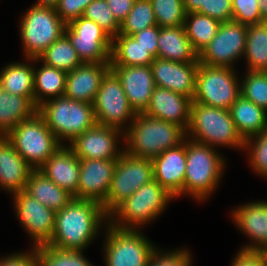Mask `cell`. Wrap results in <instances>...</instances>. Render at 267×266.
<instances>
[{"instance_id":"cell-1","label":"cell","mask_w":267,"mask_h":266,"mask_svg":"<svg viewBox=\"0 0 267 266\" xmlns=\"http://www.w3.org/2000/svg\"><path fill=\"white\" fill-rule=\"evenodd\" d=\"M108 224V214L96 201L73 198L56 212L51 247L84 250ZM103 229V230H102ZM102 230V231H101Z\"/></svg>"},{"instance_id":"cell-2","label":"cell","mask_w":267,"mask_h":266,"mask_svg":"<svg viewBox=\"0 0 267 266\" xmlns=\"http://www.w3.org/2000/svg\"><path fill=\"white\" fill-rule=\"evenodd\" d=\"M227 162L220 150L186 137L184 196L208 201L220 186Z\"/></svg>"},{"instance_id":"cell-3","label":"cell","mask_w":267,"mask_h":266,"mask_svg":"<svg viewBox=\"0 0 267 266\" xmlns=\"http://www.w3.org/2000/svg\"><path fill=\"white\" fill-rule=\"evenodd\" d=\"M186 131L180 126L143 113H137L124 132L125 151L152 160L167 149L184 142Z\"/></svg>"},{"instance_id":"cell-4","label":"cell","mask_w":267,"mask_h":266,"mask_svg":"<svg viewBox=\"0 0 267 266\" xmlns=\"http://www.w3.org/2000/svg\"><path fill=\"white\" fill-rule=\"evenodd\" d=\"M174 200L175 198L153 179L119 203L108 214V223L122 230H142L146 224L153 223Z\"/></svg>"},{"instance_id":"cell-5","label":"cell","mask_w":267,"mask_h":266,"mask_svg":"<svg viewBox=\"0 0 267 266\" xmlns=\"http://www.w3.org/2000/svg\"><path fill=\"white\" fill-rule=\"evenodd\" d=\"M186 137L213 148L228 147L243 151L245 140L239 134L229 109L191 103Z\"/></svg>"},{"instance_id":"cell-6","label":"cell","mask_w":267,"mask_h":266,"mask_svg":"<svg viewBox=\"0 0 267 266\" xmlns=\"http://www.w3.org/2000/svg\"><path fill=\"white\" fill-rule=\"evenodd\" d=\"M37 112L62 145H68L96 124L93 104L65 96L45 101L37 107Z\"/></svg>"},{"instance_id":"cell-7","label":"cell","mask_w":267,"mask_h":266,"mask_svg":"<svg viewBox=\"0 0 267 266\" xmlns=\"http://www.w3.org/2000/svg\"><path fill=\"white\" fill-rule=\"evenodd\" d=\"M18 22L25 59L39 56L65 34L66 24L55 8L31 5Z\"/></svg>"},{"instance_id":"cell-8","label":"cell","mask_w":267,"mask_h":266,"mask_svg":"<svg viewBox=\"0 0 267 266\" xmlns=\"http://www.w3.org/2000/svg\"><path fill=\"white\" fill-rule=\"evenodd\" d=\"M6 137L33 170H38L62 145L38 112L21 121Z\"/></svg>"},{"instance_id":"cell-9","label":"cell","mask_w":267,"mask_h":266,"mask_svg":"<svg viewBox=\"0 0 267 266\" xmlns=\"http://www.w3.org/2000/svg\"><path fill=\"white\" fill-rule=\"evenodd\" d=\"M102 250L105 266H148L157 246L140 230L105 226Z\"/></svg>"},{"instance_id":"cell-10","label":"cell","mask_w":267,"mask_h":266,"mask_svg":"<svg viewBox=\"0 0 267 266\" xmlns=\"http://www.w3.org/2000/svg\"><path fill=\"white\" fill-rule=\"evenodd\" d=\"M236 68L199 63L193 102L230 109L241 95L240 76Z\"/></svg>"},{"instance_id":"cell-11","label":"cell","mask_w":267,"mask_h":266,"mask_svg":"<svg viewBox=\"0 0 267 266\" xmlns=\"http://www.w3.org/2000/svg\"><path fill=\"white\" fill-rule=\"evenodd\" d=\"M96 123L125 132L137 113L130 106L117 75L109 69L102 77L93 102Z\"/></svg>"},{"instance_id":"cell-12","label":"cell","mask_w":267,"mask_h":266,"mask_svg":"<svg viewBox=\"0 0 267 266\" xmlns=\"http://www.w3.org/2000/svg\"><path fill=\"white\" fill-rule=\"evenodd\" d=\"M153 180L152 160L132 156L124 151L117 159L108 196L102 207L109 214L138 188Z\"/></svg>"},{"instance_id":"cell-13","label":"cell","mask_w":267,"mask_h":266,"mask_svg":"<svg viewBox=\"0 0 267 266\" xmlns=\"http://www.w3.org/2000/svg\"><path fill=\"white\" fill-rule=\"evenodd\" d=\"M247 27L235 21L221 22L213 40L198 54V62L234 68L244 58Z\"/></svg>"},{"instance_id":"cell-14","label":"cell","mask_w":267,"mask_h":266,"mask_svg":"<svg viewBox=\"0 0 267 266\" xmlns=\"http://www.w3.org/2000/svg\"><path fill=\"white\" fill-rule=\"evenodd\" d=\"M65 35L82 62L111 63L113 38L93 20L81 16L71 21Z\"/></svg>"},{"instance_id":"cell-15","label":"cell","mask_w":267,"mask_h":266,"mask_svg":"<svg viewBox=\"0 0 267 266\" xmlns=\"http://www.w3.org/2000/svg\"><path fill=\"white\" fill-rule=\"evenodd\" d=\"M11 197L17 220L33 241L30 247L48 245L52 240L56 212L42 205L24 190Z\"/></svg>"},{"instance_id":"cell-16","label":"cell","mask_w":267,"mask_h":266,"mask_svg":"<svg viewBox=\"0 0 267 266\" xmlns=\"http://www.w3.org/2000/svg\"><path fill=\"white\" fill-rule=\"evenodd\" d=\"M68 146L79 160L118 159L125 151L124 132L96 123L92 128L79 134Z\"/></svg>"},{"instance_id":"cell-17","label":"cell","mask_w":267,"mask_h":266,"mask_svg":"<svg viewBox=\"0 0 267 266\" xmlns=\"http://www.w3.org/2000/svg\"><path fill=\"white\" fill-rule=\"evenodd\" d=\"M116 163L117 159L80 160L79 184L74 198L96 201L102 205L108 196Z\"/></svg>"},{"instance_id":"cell-18","label":"cell","mask_w":267,"mask_h":266,"mask_svg":"<svg viewBox=\"0 0 267 266\" xmlns=\"http://www.w3.org/2000/svg\"><path fill=\"white\" fill-rule=\"evenodd\" d=\"M234 208L230 219L250 240L239 249L259 251L267 245V201H251Z\"/></svg>"},{"instance_id":"cell-19","label":"cell","mask_w":267,"mask_h":266,"mask_svg":"<svg viewBox=\"0 0 267 266\" xmlns=\"http://www.w3.org/2000/svg\"><path fill=\"white\" fill-rule=\"evenodd\" d=\"M150 66L155 86L193 99L199 62H176L156 57Z\"/></svg>"},{"instance_id":"cell-20","label":"cell","mask_w":267,"mask_h":266,"mask_svg":"<svg viewBox=\"0 0 267 266\" xmlns=\"http://www.w3.org/2000/svg\"><path fill=\"white\" fill-rule=\"evenodd\" d=\"M153 179L175 199L184 196L186 138L179 146L167 149L152 159Z\"/></svg>"},{"instance_id":"cell-21","label":"cell","mask_w":267,"mask_h":266,"mask_svg":"<svg viewBox=\"0 0 267 266\" xmlns=\"http://www.w3.org/2000/svg\"><path fill=\"white\" fill-rule=\"evenodd\" d=\"M191 103L192 99L185 95L155 86L149 104L142 113L174 123L187 131L190 123Z\"/></svg>"},{"instance_id":"cell-22","label":"cell","mask_w":267,"mask_h":266,"mask_svg":"<svg viewBox=\"0 0 267 266\" xmlns=\"http://www.w3.org/2000/svg\"><path fill=\"white\" fill-rule=\"evenodd\" d=\"M119 78L130 106L142 113L155 88L151 66H110Z\"/></svg>"},{"instance_id":"cell-23","label":"cell","mask_w":267,"mask_h":266,"mask_svg":"<svg viewBox=\"0 0 267 266\" xmlns=\"http://www.w3.org/2000/svg\"><path fill=\"white\" fill-rule=\"evenodd\" d=\"M110 69V63L83 62L66 75L64 96L93 104L100 87L102 77Z\"/></svg>"},{"instance_id":"cell-24","label":"cell","mask_w":267,"mask_h":266,"mask_svg":"<svg viewBox=\"0 0 267 266\" xmlns=\"http://www.w3.org/2000/svg\"><path fill=\"white\" fill-rule=\"evenodd\" d=\"M38 170L73 197L76 196L80 160L68 145H61Z\"/></svg>"},{"instance_id":"cell-25","label":"cell","mask_w":267,"mask_h":266,"mask_svg":"<svg viewBox=\"0 0 267 266\" xmlns=\"http://www.w3.org/2000/svg\"><path fill=\"white\" fill-rule=\"evenodd\" d=\"M32 170L12 142L0 136V188L11 195L23 191Z\"/></svg>"},{"instance_id":"cell-26","label":"cell","mask_w":267,"mask_h":266,"mask_svg":"<svg viewBox=\"0 0 267 266\" xmlns=\"http://www.w3.org/2000/svg\"><path fill=\"white\" fill-rule=\"evenodd\" d=\"M157 58L176 62H198L184 26L160 27Z\"/></svg>"},{"instance_id":"cell-27","label":"cell","mask_w":267,"mask_h":266,"mask_svg":"<svg viewBox=\"0 0 267 266\" xmlns=\"http://www.w3.org/2000/svg\"><path fill=\"white\" fill-rule=\"evenodd\" d=\"M24 191L55 212L60 211L74 198L39 170L31 171Z\"/></svg>"},{"instance_id":"cell-28","label":"cell","mask_w":267,"mask_h":266,"mask_svg":"<svg viewBox=\"0 0 267 266\" xmlns=\"http://www.w3.org/2000/svg\"><path fill=\"white\" fill-rule=\"evenodd\" d=\"M6 64L0 70V86L6 91L28 97L34 103V59Z\"/></svg>"},{"instance_id":"cell-29","label":"cell","mask_w":267,"mask_h":266,"mask_svg":"<svg viewBox=\"0 0 267 266\" xmlns=\"http://www.w3.org/2000/svg\"><path fill=\"white\" fill-rule=\"evenodd\" d=\"M40 63L38 58H34V105L40 106L49 99L62 97L66 89V75L65 71L56 69L41 62L42 65L37 67Z\"/></svg>"},{"instance_id":"cell-30","label":"cell","mask_w":267,"mask_h":266,"mask_svg":"<svg viewBox=\"0 0 267 266\" xmlns=\"http://www.w3.org/2000/svg\"><path fill=\"white\" fill-rule=\"evenodd\" d=\"M229 110L237 130L244 140L267 130V111L242 95Z\"/></svg>"},{"instance_id":"cell-31","label":"cell","mask_w":267,"mask_h":266,"mask_svg":"<svg viewBox=\"0 0 267 266\" xmlns=\"http://www.w3.org/2000/svg\"><path fill=\"white\" fill-rule=\"evenodd\" d=\"M35 112L37 107L28 97L14 95L0 86V136H6Z\"/></svg>"},{"instance_id":"cell-32","label":"cell","mask_w":267,"mask_h":266,"mask_svg":"<svg viewBox=\"0 0 267 266\" xmlns=\"http://www.w3.org/2000/svg\"><path fill=\"white\" fill-rule=\"evenodd\" d=\"M154 57L132 36L118 34L112 41L110 66H149Z\"/></svg>"},{"instance_id":"cell-33","label":"cell","mask_w":267,"mask_h":266,"mask_svg":"<svg viewBox=\"0 0 267 266\" xmlns=\"http://www.w3.org/2000/svg\"><path fill=\"white\" fill-rule=\"evenodd\" d=\"M243 57L247 71H267V21L247 27Z\"/></svg>"},{"instance_id":"cell-34","label":"cell","mask_w":267,"mask_h":266,"mask_svg":"<svg viewBox=\"0 0 267 266\" xmlns=\"http://www.w3.org/2000/svg\"><path fill=\"white\" fill-rule=\"evenodd\" d=\"M221 22L198 12L186 14L184 28L193 49L199 54L215 37Z\"/></svg>"},{"instance_id":"cell-35","label":"cell","mask_w":267,"mask_h":266,"mask_svg":"<svg viewBox=\"0 0 267 266\" xmlns=\"http://www.w3.org/2000/svg\"><path fill=\"white\" fill-rule=\"evenodd\" d=\"M38 59L39 62H43L66 73L83 63L65 34L53 42Z\"/></svg>"},{"instance_id":"cell-36","label":"cell","mask_w":267,"mask_h":266,"mask_svg":"<svg viewBox=\"0 0 267 266\" xmlns=\"http://www.w3.org/2000/svg\"><path fill=\"white\" fill-rule=\"evenodd\" d=\"M38 266H95L84 250L60 249L49 245L36 248Z\"/></svg>"},{"instance_id":"cell-37","label":"cell","mask_w":267,"mask_h":266,"mask_svg":"<svg viewBox=\"0 0 267 266\" xmlns=\"http://www.w3.org/2000/svg\"><path fill=\"white\" fill-rule=\"evenodd\" d=\"M155 25L157 22L150 0H136L131 11L120 25L119 34L131 36Z\"/></svg>"},{"instance_id":"cell-38","label":"cell","mask_w":267,"mask_h":266,"mask_svg":"<svg viewBox=\"0 0 267 266\" xmlns=\"http://www.w3.org/2000/svg\"><path fill=\"white\" fill-rule=\"evenodd\" d=\"M240 79L241 95L267 111V71H247Z\"/></svg>"},{"instance_id":"cell-39","label":"cell","mask_w":267,"mask_h":266,"mask_svg":"<svg viewBox=\"0 0 267 266\" xmlns=\"http://www.w3.org/2000/svg\"><path fill=\"white\" fill-rule=\"evenodd\" d=\"M159 27L184 26L186 12L183 0H150Z\"/></svg>"},{"instance_id":"cell-40","label":"cell","mask_w":267,"mask_h":266,"mask_svg":"<svg viewBox=\"0 0 267 266\" xmlns=\"http://www.w3.org/2000/svg\"><path fill=\"white\" fill-rule=\"evenodd\" d=\"M243 151L253 173L267 179V130L247 138Z\"/></svg>"},{"instance_id":"cell-41","label":"cell","mask_w":267,"mask_h":266,"mask_svg":"<svg viewBox=\"0 0 267 266\" xmlns=\"http://www.w3.org/2000/svg\"><path fill=\"white\" fill-rule=\"evenodd\" d=\"M84 18L93 20L112 38L120 32V24L113 16L106 0H93L82 15Z\"/></svg>"},{"instance_id":"cell-42","label":"cell","mask_w":267,"mask_h":266,"mask_svg":"<svg viewBox=\"0 0 267 266\" xmlns=\"http://www.w3.org/2000/svg\"><path fill=\"white\" fill-rule=\"evenodd\" d=\"M159 248L152 255L148 266H193V256L188 248L176 247L173 251Z\"/></svg>"},{"instance_id":"cell-43","label":"cell","mask_w":267,"mask_h":266,"mask_svg":"<svg viewBox=\"0 0 267 266\" xmlns=\"http://www.w3.org/2000/svg\"><path fill=\"white\" fill-rule=\"evenodd\" d=\"M257 3L258 0H232V21L246 26L264 22Z\"/></svg>"},{"instance_id":"cell-44","label":"cell","mask_w":267,"mask_h":266,"mask_svg":"<svg viewBox=\"0 0 267 266\" xmlns=\"http://www.w3.org/2000/svg\"><path fill=\"white\" fill-rule=\"evenodd\" d=\"M93 0H59L56 9L60 19L67 25L80 18Z\"/></svg>"},{"instance_id":"cell-45","label":"cell","mask_w":267,"mask_h":266,"mask_svg":"<svg viewBox=\"0 0 267 266\" xmlns=\"http://www.w3.org/2000/svg\"><path fill=\"white\" fill-rule=\"evenodd\" d=\"M198 13L217 19L220 22L232 21V0H207V9H200Z\"/></svg>"},{"instance_id":"cell-46","label":"cell","mask_w":267,"mask_h":266,"mask_svg":"<svg viewBox=\"0 0 267 266\" xmlns=\"http://www.w3.org/2000/svg\"><path fill=\"white\" fill-rule=\"evenodd\" d=\"M160 34V27L158 25L150 26L142 31L136 32L131 35L137 42L148 50L154 57H157L158 52V39Z\"/></svg>"},{"instance_id":"cell-47","label":"cell","mask_w":267,"mask_h":266,"mask_svg":"<svg viewBox=\"0 0 267 266\" xmlns=\"http://www.w3.org/2000/svg\"><path fill=\"white\" fill-rule=\"evenodd\" d=\"M0 266H38L36 248L3 256L0 258Z\"/></svg>"},{"instance_id":"cell-48","label":"cell","mask_w":267,"mask_h":266,"mask_svg":"<svg viewBox=\"0 0 267 266\" xmlns=\"http://www.w3.org/2000/svg\"><path fill=\"white\" fill-rule=\"evenodd\" d=\"M231 266H267L263 256L258 251L237 250Z\"/></svg>"},{"instance_id":"cell-49","label":"cell","mask_w":267,"mask_h":266,"mask_svg":"<svg viewBox=\"0 0 267 266\" xmlns=\"http://www.w3.org/2000/svg\"><path fill=\"white\" fill-rule=\"evenodd\" d=\"M135 1L136 0H106L113 16L120 25L131 11Z\"/></svg>"},{"instance_id":"cell-50","label":"cell","mask_w":267,"mask_h":266,"mask_svg":"<svg viewBox=\"0 0 267 266\" xmlns=\"http://www.w3.org/2000/svg\"><path fill=\"white\" fill-rule=\"evenodd\" d=\"M186 14L207 9V0H183Z\"/></svg>"},{"instance_id":"cell-51","label":"cell","mask_w":267,"mask_h":266,"mask_svg":"<svg viewBox=\"0 0 267 266\" xmlns=\"http://www.w3.org/2000/svg\"><path fill=\"white\" fill-rule=\"evenodd\" d=\"M59 0H36V2H34L35 6H39V7H50V8H56L58 5Z\"/></svg>"},{"instance_id":"cell-52","label":"cell","mask_w":267,"mask_h":266,"mask_svg":"<svg viewBox=\"0 0 267 266\" xmlns=\"http://www.w3.org/2000/svg\"><path fill=\"white\" fill-rule=\"evenodd\" d=\"M258 7L262 14V17L267 21V0H258Z\"/></svg>"},{"instance_id":"cell-53","label":"cell","mask_w":267,"mask_h":266,"mask_svg":"<svg viewBox=\"0 0 267 266\" xmlns=\"http://www.w3.org/2000/svg\"><path fill=\"white\" fill-rule=\"evenodd\" d=\"M258 252L263 256V258L267 264V245H265L263 248H261Z\"/></svg>"}]
</instances>
